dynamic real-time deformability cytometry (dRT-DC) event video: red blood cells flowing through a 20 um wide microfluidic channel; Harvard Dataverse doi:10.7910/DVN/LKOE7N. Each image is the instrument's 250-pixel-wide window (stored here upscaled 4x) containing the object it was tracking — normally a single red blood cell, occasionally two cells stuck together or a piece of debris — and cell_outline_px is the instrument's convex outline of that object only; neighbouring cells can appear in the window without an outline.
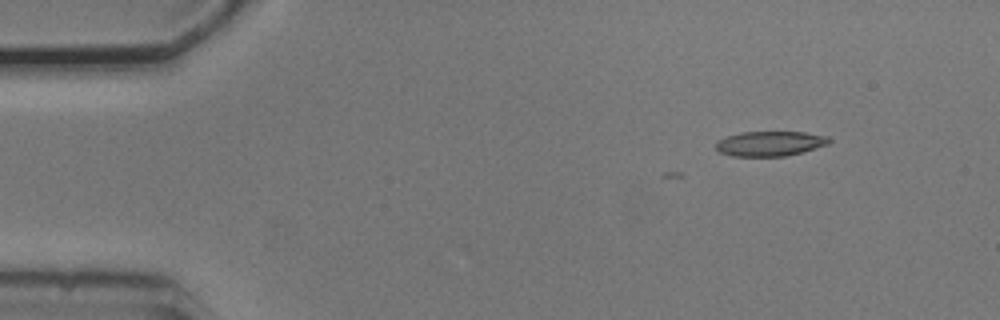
{"species": "common noctule bat (a hibernating species)", "species_latin": "Nyctalus noctula", "temperature_condition": "cold", "stored_images_in_passage": 8, "camera_frame_rate_fps": 3000, "um_per_image_px": 0.085, "animal": {"sex": "male", "body_mass_g": 20.5, "forearm_length_mm": 52.5}, "frame": {"image": 1, "passage_image": 8, "time_ms": 2.333, "image_size_px": [1000, 320], "cell_outline_px": [[832, 140], [828, 144], [800, 152], [784, 156], [732, 156], [720, 152], [716, 148], [716, 140], [740, 132], [804, 132], [828, 136]], "centroid_in_image_um": [65.43, 12.2], "position_along_channel_um": 19.6, "area_um2": 16.3}}